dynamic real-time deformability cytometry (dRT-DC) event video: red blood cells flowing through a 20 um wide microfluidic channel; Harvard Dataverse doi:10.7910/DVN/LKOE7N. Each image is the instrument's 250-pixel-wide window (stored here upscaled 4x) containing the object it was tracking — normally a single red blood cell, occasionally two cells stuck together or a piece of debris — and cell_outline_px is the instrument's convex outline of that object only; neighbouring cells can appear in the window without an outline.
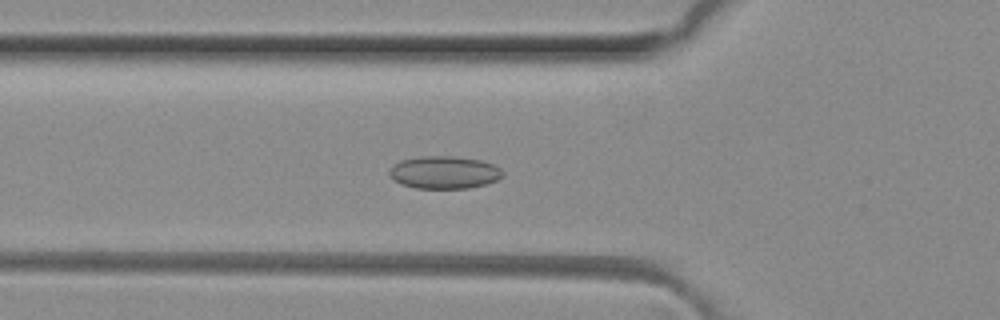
{"species": "common noctule bat (a hibernating species)", "species_latin": "Nyctalus noctula", "temperature_condition": "room temperature", "stored_images_in_passage": 41, "camera_frame_rate_fps": 3000, "um_per_image_px": 0.085, "animal": {"sex": "female", "body_mass_g": 29.2, "forearm_length_mm": 56.3}, "frame": {"image": 1, "passage_image": 8, "time_ms": 2.333, "image_size_px": [1000, 320], "cell_outline_px": [[504, 176], [496, 180], [484, 184], [468, 188], [416, 188], [400, 184], [388, 176], [388, 168], [400, 160], [420, 156], [452, 156], [480, 160], [492, 164], [500, 168], [504, 172]], "centroid_in_image_um": [37.71, 14.65], "position_along_channel_um": 88.1, "area_um2": 21.68}}
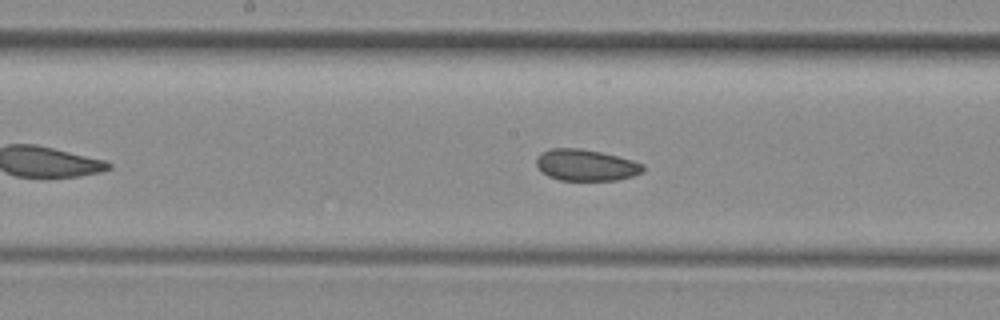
{"frame": {"image": 2, "passage_image": 16, "time_ms": 5.0, "image_size_px": [1000, 320], "cell_outline_px": [[644, 168], [640, 172], [632, 176], [616, 180], [560, 180], [548, 176], [536, 164], [536, 160], [540, 152], [552, 148], [580, 148], [600, 152], [632, 160], [644, 164]], "centroid_in_image_um": [49.78, 14.03], "position_along_channel_um": 198.4, "area_um2": 19.31}}
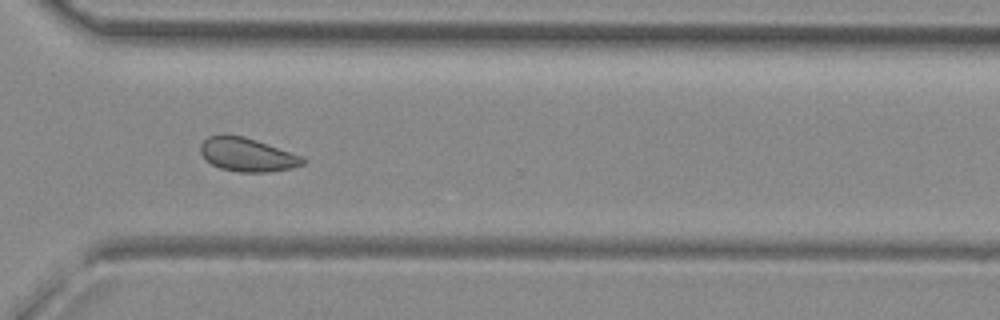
{"frame": {"image": 3, "passage_image": 27, "time_ms": 8.667, "image_size_px": [1000, 320], "cell_outline_px": [[304, 164], [292, 168], [268, 172], [240, 172], [220, 168], [204, 160], [200, 152], [200, 144], [208, 136], [244, 136], [304, 156]], "centroid_in_image_um": [21.02, 13.16], "position_along_channel_um": 349.6, "area_um2": 19.94}, "authors_computed_cell_mechanics": {"area_um2": 20.23, "velocity_mm_per_s": 4.1256, "shape_relaxation_time_tau1_ms": null, "shape_relaxation_time_tau2_ms": 4.0509, "deformation_change_tau1": null, "deformation_change_tau2": 0.0771}}